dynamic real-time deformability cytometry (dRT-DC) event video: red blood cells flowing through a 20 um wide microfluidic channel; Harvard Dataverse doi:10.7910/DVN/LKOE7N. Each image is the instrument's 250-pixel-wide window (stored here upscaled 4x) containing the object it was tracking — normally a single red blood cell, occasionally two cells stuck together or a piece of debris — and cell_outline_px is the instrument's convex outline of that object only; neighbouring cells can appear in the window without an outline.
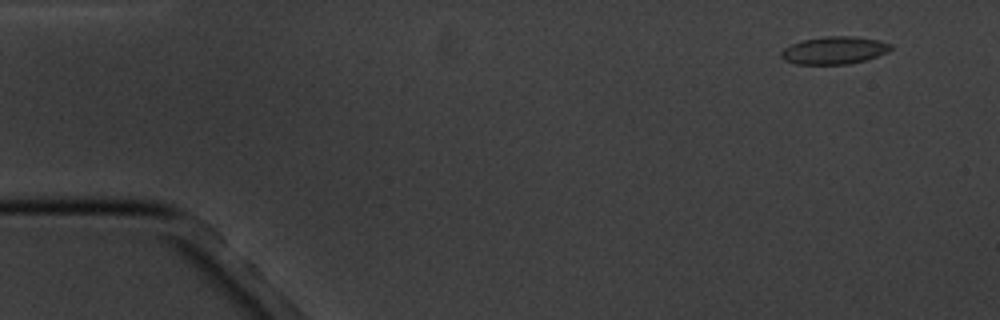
{"species": "common noctule bat (a hibernating species)", "species_latin": "Nyctalus noctula", "temperature_condition": "cold", "stored_images_in_passage": 11, "camera_frame_rate_fps": 3000, "um_per_image_px": 0.085, "animal": {"sex": "male", "body_mass_g": 20.1, "forearm_length_mm": 53.5}, "frame": {"image": 1, "passage_image": 1, "time_ms": 0.0, "image_size_px": [1000, 320], "cell_outline_px": [[892, 48], [888, 52], [864, 60], [848, 64], [796, 64], [784, 60], [780, 56], [780, 52], [784, 48], [792, 44], [804, 40], [824, 36], [852, 36], [876, 40], [892, 44]], "centroid_in_image_um": [70.89, 4.28], "position_along_channel_um": 14.1, "area_um2": 17.46}}
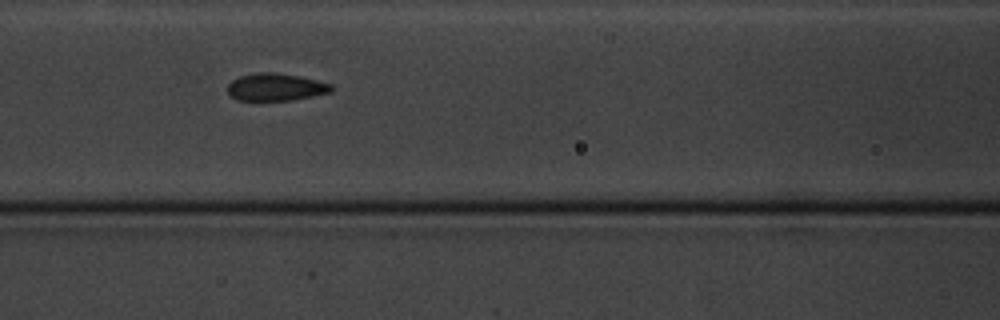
{"frame": {"image": 2, "passage_image": 7, "time_ms": 6.667, "image_size_px": [1000, 320], "cell_outline_px": [[336, 88], [332, 92], [312, 96], [288, 100], [236, 100], [228, 92], [228, 84], [232, 80], [240, 76], [256, 72], [276, 72], [300, 76], [332, 84]], "centroid_in_image_um": [23.46, 7.39], "position_along_channel_um": 143.1, "area_um2": 16.65}}
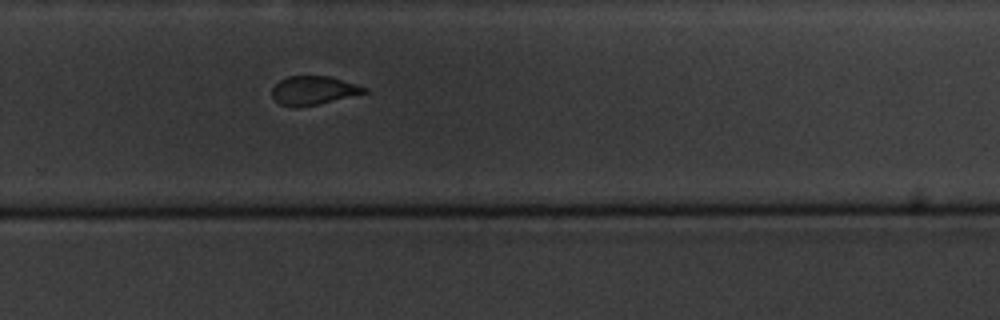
{"frame": {"image": 3, "passage_image": 11, "time_ms": 11.333, "image_size_px": [1000, 320], "cell_outline_px": [[368, 92], [316, 104], [296, 108], [280, 104], [272, 96], [272, 88], [280, 80], [288, 76], [332, 76], [368, 88]], "centroid_in_image_um": [26.64, 7.67], "position_along_channel_um": 303.2, "area_um2": 15.32}}